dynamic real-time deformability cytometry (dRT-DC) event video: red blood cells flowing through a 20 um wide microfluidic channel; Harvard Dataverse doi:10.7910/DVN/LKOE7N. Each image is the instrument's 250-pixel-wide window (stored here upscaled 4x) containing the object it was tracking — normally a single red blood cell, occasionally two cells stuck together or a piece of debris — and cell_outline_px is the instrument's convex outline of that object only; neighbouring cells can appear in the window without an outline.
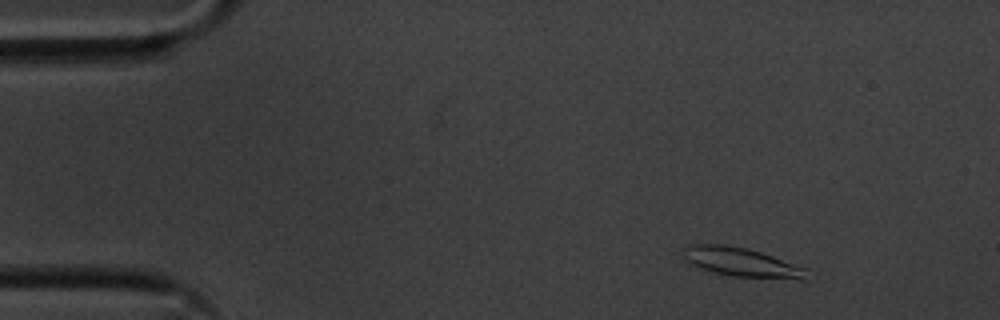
{"species": "common noctule bat (a hibernating species)", "species_latin": "Nyctalus noctula", "temperature_condition": "cold", "stored_images_in_passage": 54, "camera_frame_rate_fps": 3000, "um_per_image_px": 0.085, "animal": {"sex": "male", "body_mass_g": 20.1, "forearm_length_mm": 53.5}, "frame": {"image": 1, "passage_image": 5, "time_ms": 1.333, "image_size_px": [1000, 320], "cell_outline_px": [[808, 280], [800, 280], [732, 276], [712, 272], [692, 264], [684, 260], [684, 256], [688, 244], [724, 244], [748, 248], [808, 268]], "centroid_in_image_um": [63.12, 22.31], "position_along_channel_um": 21.9, "area_um2": 21.04}}
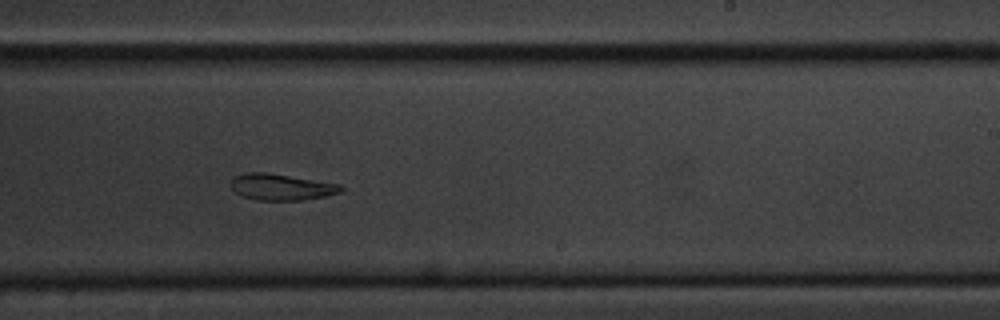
{"frame": {"image": 2, "passage_image": 32, "time_ms": 10.333, "image_size_px": [1000, 320], "cell_outline_px": [[344, 188], [340, 192], [324, 196], [304, 200], [256, 200], [244, 196], [236, 192], [232, 188], [232, 176], [244, 172], [264, 172], [340, 184]], "centroid_in_image_um": [23.89, 15.89], "position_along_channel_um": 265.1, "area_um2": 16.7}}
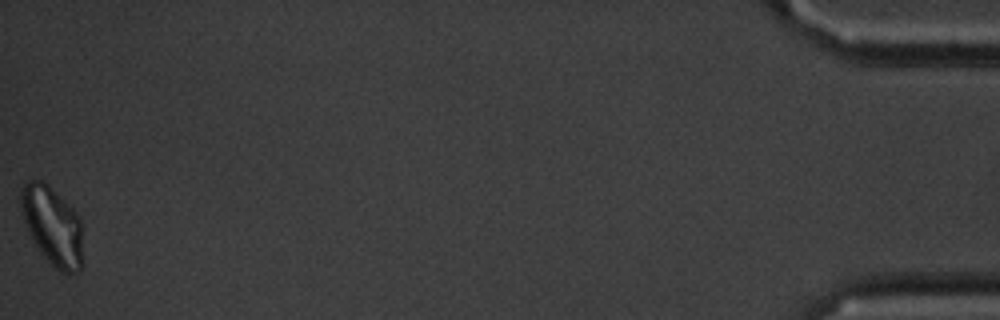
{"frame": {"image": 3, "passage_image": 54, "time_ms": 17.667, "image_size_px": [1000, 320], "cell_outline_px": [[80, 272], [60, 272], [40, 252], [32, 240], [28, 232], [20, 208], [20, 188], [24, 180], [40, 180], [48, 184], [80, 216]], "centroid_in_image_um": [4.39, 19.13], "position_along_channel_um": 430.8, "area_um2": 28.03}, "authors_computed_cell_mechanics": {"area_um2": 19.0451, "velocity_mm_per_s": 3.5681, "shape_relaxation_time_tau1_ms": null, "shape_relaxation_time_tau2_ms": 9.4336, "deformation_change_tau1": null, "deformation_change_tau2": 0.1669}}